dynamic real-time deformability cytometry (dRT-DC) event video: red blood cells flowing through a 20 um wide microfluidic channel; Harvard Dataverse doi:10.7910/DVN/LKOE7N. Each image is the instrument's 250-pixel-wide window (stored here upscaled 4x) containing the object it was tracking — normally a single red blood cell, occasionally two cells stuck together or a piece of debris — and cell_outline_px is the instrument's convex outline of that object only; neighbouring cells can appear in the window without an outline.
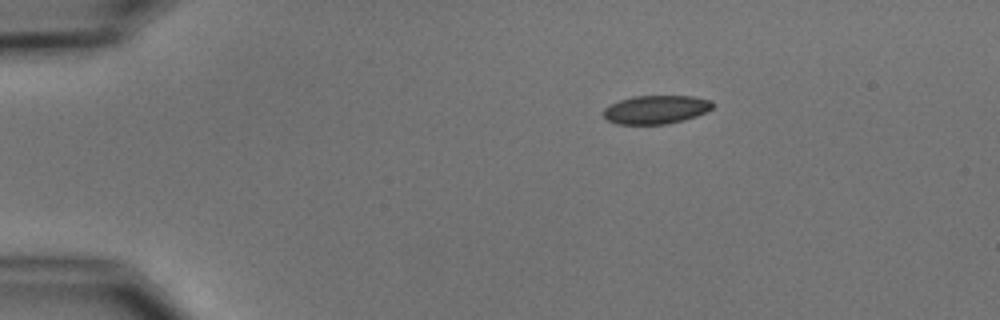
{"species": "common noctule bat (a hibernating species)", "species_latin": "Nyctalus noctula", "temperature_condition": "cold", "stored_images_in_passage": 3, "camera_frame_rate_fps": 3000, "um_per_image_px": 0.085, "animal": {"sex": "male", "body_mass_g": 15.6}, "frame": {"image": 1, "passage_image": 1, "time_ms": 0.0, "image_size_px": [1000, 320], "cell_outline_px": [[716, 104], [712, 108], [696, 116], [684, 120], [668, 124], [616, 124], [604, 120], [604, 108], [620, 100], [632, 96], [692, 96], [712, 100]], "centroid_in_image_um": [55.76, 9.32], "position_along_channel_um": 29.2, "area_um2": 18.26}}